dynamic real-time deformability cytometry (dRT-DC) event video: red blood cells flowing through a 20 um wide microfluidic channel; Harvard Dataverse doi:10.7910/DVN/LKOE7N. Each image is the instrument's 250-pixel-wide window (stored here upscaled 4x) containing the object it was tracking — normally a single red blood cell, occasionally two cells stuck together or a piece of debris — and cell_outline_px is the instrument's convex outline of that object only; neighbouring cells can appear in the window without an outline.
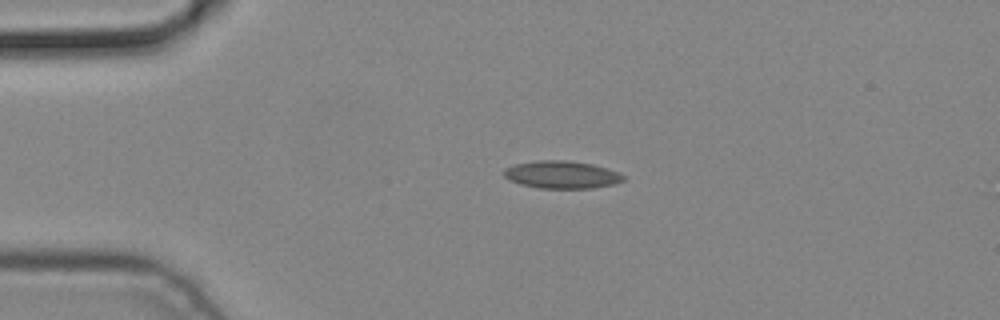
{"species": "common noctule bat (a hibernating species)", "species_latin": "Nyctalus noctula", "temperature_condition": "cold", "stored_images_in_passage": 2, "camera_frame_rate_fps": 3000, "um_per_image_px": 0.085, "animal": {"sex": "male", "body_mass_g": 19.2, "forearm_length_mm": 51.8}, "frame": {"image": 1, "passage_image": 1, "time_ms": 0.0, "image_size_px": [1000, 320], "cell_outline_px": [[624, 180], [616, 184], [592, 188], [540, 188], [520, 184], [508, 180], [504, 176], [504, 168], [516, 164], [536, 160], [564, 160], [592, 164], [608, 168], [620, 172], [624, 176]], "centroid_in_image_um": [47.76, 14.84], "position_along_channel_um": 37.2, "area_um2": 19.31}}